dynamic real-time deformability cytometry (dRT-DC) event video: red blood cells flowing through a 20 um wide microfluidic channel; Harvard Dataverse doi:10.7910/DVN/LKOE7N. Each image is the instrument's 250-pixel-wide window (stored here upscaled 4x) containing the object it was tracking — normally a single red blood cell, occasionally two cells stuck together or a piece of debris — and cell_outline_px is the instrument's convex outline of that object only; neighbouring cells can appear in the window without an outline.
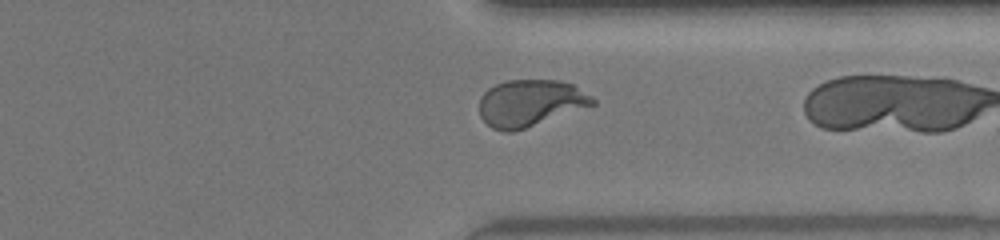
{"species": "human", "species_latin": "Homo sapiens", "temperature_condition": "warm", "stored_images_in_passage": 29, "camera_frame_rate_fps": 3000, "um_per_image_px": 0.085, "donor": {"sex": "female"}, "frame": {"image": 1, "passage_image": 28, "time_ms": 9.0, "image_size_px": [1000, 240], "cell_outline_px": [[596, 104], [512, 132], [504, 132], [492, 128], [480, 116], [480, 96], [488, 88], [496, 84], [508, 80], [560, 80], [576, 84], [592, 96], [596, 100]], "centroid_in_image_um": [45.09, 8.74], "position_along_channel_um": 366.3, "area_um2": 30.92}}